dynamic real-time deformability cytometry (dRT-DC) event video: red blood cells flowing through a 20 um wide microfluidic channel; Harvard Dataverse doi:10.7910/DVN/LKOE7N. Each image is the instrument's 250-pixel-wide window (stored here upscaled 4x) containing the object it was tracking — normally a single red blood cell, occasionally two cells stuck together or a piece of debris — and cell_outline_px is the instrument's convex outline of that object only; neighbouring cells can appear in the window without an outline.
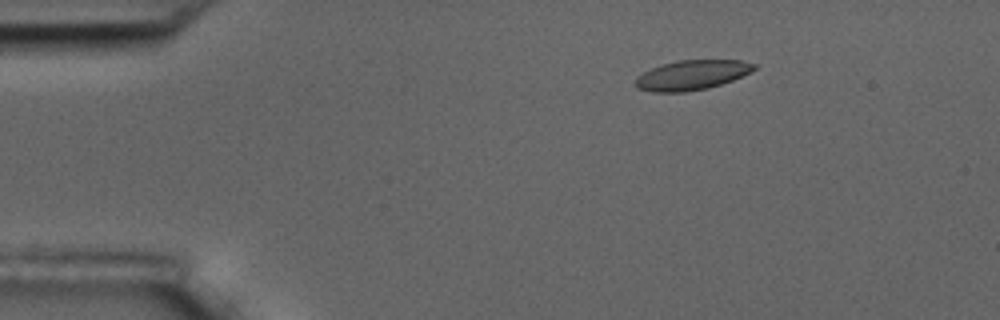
{"species": "common noctule bat (a hibernating species)", "species_latin": "Nyctalus noctula", "temperature_condition": "room temperature", "stored_images_in_passage": 4, "camera_frame_rate_fps": 3000, "um_per_image_px": 0.085, "animal": {"sex": "male", "body_mass_g": 17.5, "forearm_length_mm": 52.3}, "frame": {"image": 1, "passage_image": 2, "time_ms": 2.0, "image_size_px": [1000, 320], "cell_outline_px": [[756, 68], [752, 72], [732, 80], [708, 88], [684, 92], [652, 92], [636, 88], [636, 76], [652, 68], [676, 60], [740, 60], [756, 64]], "centroid_in_image_um": [58.81, 6.38], "position_along_channel_um": 26.2, "area_um2": 20.52}}